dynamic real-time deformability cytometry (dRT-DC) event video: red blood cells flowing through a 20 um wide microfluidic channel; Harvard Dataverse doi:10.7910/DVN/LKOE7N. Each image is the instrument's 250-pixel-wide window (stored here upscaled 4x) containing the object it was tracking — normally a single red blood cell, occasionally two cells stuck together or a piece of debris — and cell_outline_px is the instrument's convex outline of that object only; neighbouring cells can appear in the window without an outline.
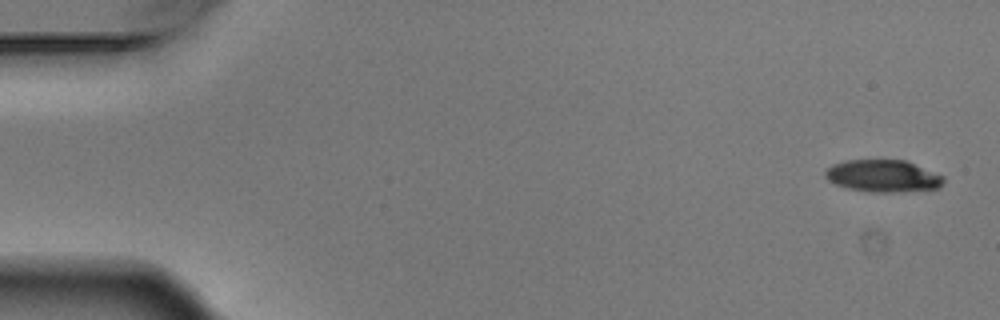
{"species": "Egyptian fruit bat (a non-hibernating species)", "species_latin": "Rousettus aegyptiacus", "temperature_condition": "warm", "stored_images_in_passage": 5, "camera_frame_rate_fps": 3000, "um_per_image_px": 0.085, "animal": {"sex": "male"}, "frame": {"image": 1, "passage_image": 1, "time_ms": 0.0, "image_size_px": [1000, 320], "cell_outline_px": [[944, 184], [940, 188], [904, 192], [868, 192], [848, 188], [836, 184], [828, 180], [824, 176], [824, 172], [832, 164], [844, 160], [904, 160], [944, 176]], "centroid_in_image_um": [75.06, 14.97], "position_along_channel_um": 9.9, "area_um2": 22.31}}
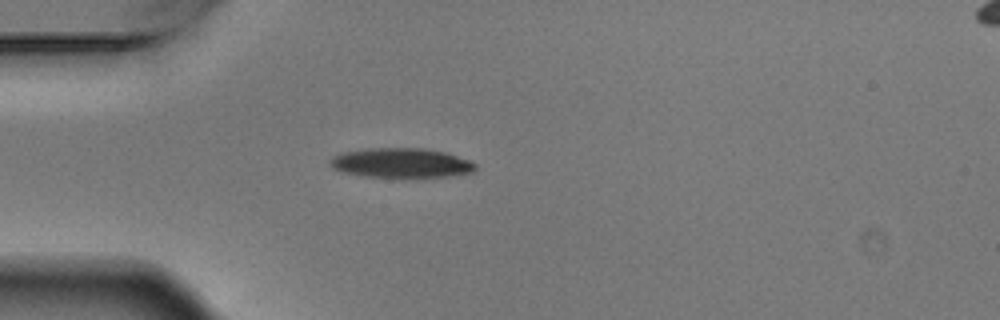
{"frame": {"image": 2, "passage_image": 4, "time_ms": 1.0, "image_size_px": [1000, 320], "cell_outline_px": [[476, 168], [472, 172], [448, 176], [368, 176], [348, 172], [332, 168], [332, 156], [340, 152], [372, 148], [424, 148], [444, 152], [472, 160], [476, 164]], "centroid_in_image_um": [34.15, 13.82], "position_along_channel_um": 50.8, "area_um2": 24.51}}